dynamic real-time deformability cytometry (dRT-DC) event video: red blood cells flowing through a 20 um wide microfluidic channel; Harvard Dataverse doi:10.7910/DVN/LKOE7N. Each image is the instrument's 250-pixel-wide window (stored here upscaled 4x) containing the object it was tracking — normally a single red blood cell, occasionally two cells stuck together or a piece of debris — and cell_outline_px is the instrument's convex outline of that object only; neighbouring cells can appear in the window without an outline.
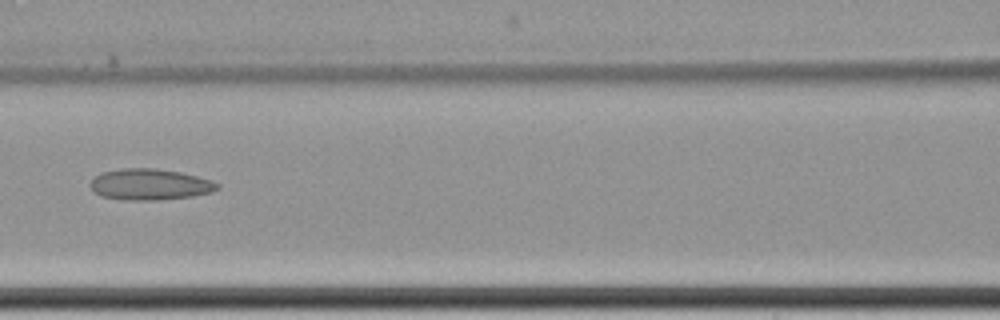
{"species": "common noctule bat (a hibernating species)", "species_latin": "Nyctalus noctula", "temperature_condition": "cold", "stored_images_in_passage": 10, "camera_frame_rate_fps": 3000, "um_per_image_px": 0.085, "animal": {"sex": "female", "body_mass_g": 22.7, "forearm_length_mm": 54.2}, "frame": {"image": 1, "passage_image": 9, "time_ms": 10.333, "image_size_px": [1000, 320], "cell_outline_px": [[220, 188], [212, 192], [192, 196], [156, 200], [128, 200], [100, 196], [88, 184], [96, 176], [104, 172], [124, 168], [156, 168], [180, 172], [212, 180], [220, 184]], "centroid_in_image_um": [12.77, 15.67], "position_along_channel_um": 153.8, "area_um2": 22.95}}
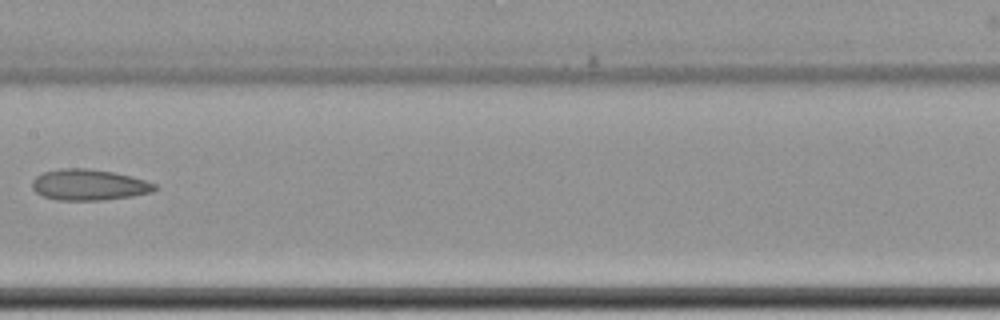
{"frame": {"image": 2, "passage_image": 10, "time_ms": 11.667, "image_size_px": [1000, 320], "cell_outline_px": [[160, 188], [152, 192], [132, 196], [104, 200], [56, 200], [44, 196], [36, 192], [32, 188], [32, 180], [36, 176], [44, 172], [60, 168], [88, 168], [112, 172], [144, 180], [156, 184]], "centroid_in_image_um": [7.56, 15.71], "position_along_channel_um": 199.8, "area_um2": 22.14}}